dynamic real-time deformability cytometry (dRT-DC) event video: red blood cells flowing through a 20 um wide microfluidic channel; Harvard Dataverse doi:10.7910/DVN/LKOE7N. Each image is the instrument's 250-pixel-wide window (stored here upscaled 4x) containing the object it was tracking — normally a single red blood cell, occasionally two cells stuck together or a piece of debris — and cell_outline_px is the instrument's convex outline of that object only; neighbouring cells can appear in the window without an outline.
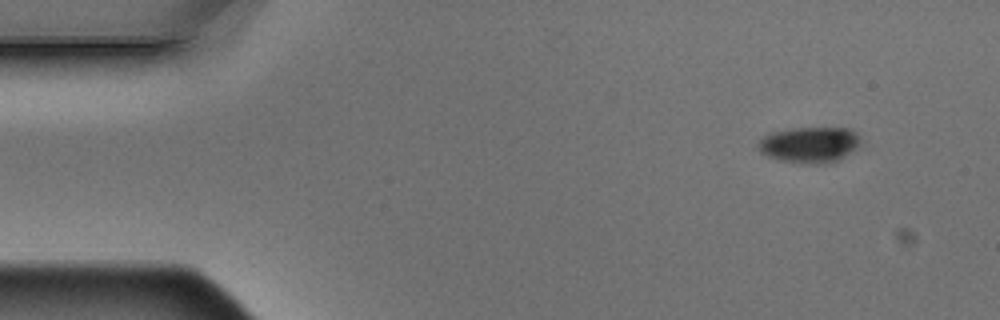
{"species": "Egyptian fruit bat (a non-hibernating species)", "species_latin": "Rousettus aegyptiacus", "temperature_condition": "warm", "stored_images_in_passage": 4, "camera_frame_rate_fps": 3000, "um_per_image_px": 0.085, "animal": {"sex": "male"}, "frame": {"image": 1, "passage_image": 1, "time_ms": 0.0, "image_size_px": [1000, 320], "cell_outline_px": [[860, 144], [856, 148], [836, 160], [824, 164], [804, 164], [780, 160], [768, 156], [760, 152], [756, 144], [764, 136], [772, 132], [792, 128], [848, 128], [856, 132], [860, 136]], "centroid_in_image_um": [68.79, 12.3], "position_along_channel_um": 16.2, "area_um2": 21.39}}
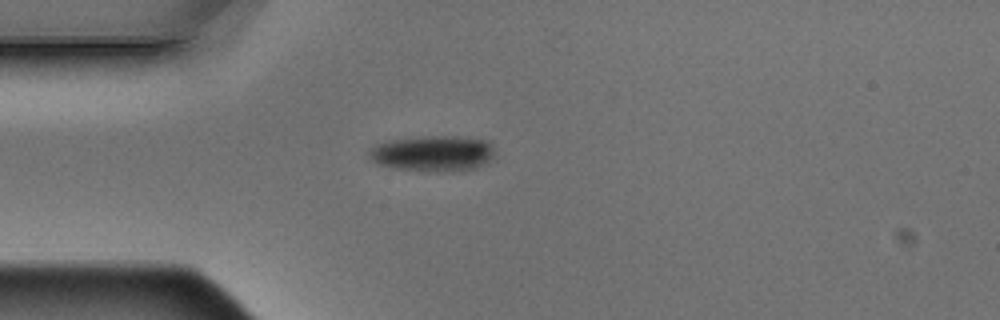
{"frame": {"image": 2, "passage_image": 4, "time_ms": 1.0, "image_size_px": [1000, 320], "cell_outline_px": [[496, 156], [488, 164], [476, 168], [440, 172], [428, 172], [396, 168], [376, 164], [368, 156], [368, 152], [376, 144], [388, 140], [424, 136], [460, 136], [488, 140], [492, 144]], "centroid_in_image_um": [36.85, 13.04], "position_along_channel_um": 48.2, "area_um2": 26.82}}